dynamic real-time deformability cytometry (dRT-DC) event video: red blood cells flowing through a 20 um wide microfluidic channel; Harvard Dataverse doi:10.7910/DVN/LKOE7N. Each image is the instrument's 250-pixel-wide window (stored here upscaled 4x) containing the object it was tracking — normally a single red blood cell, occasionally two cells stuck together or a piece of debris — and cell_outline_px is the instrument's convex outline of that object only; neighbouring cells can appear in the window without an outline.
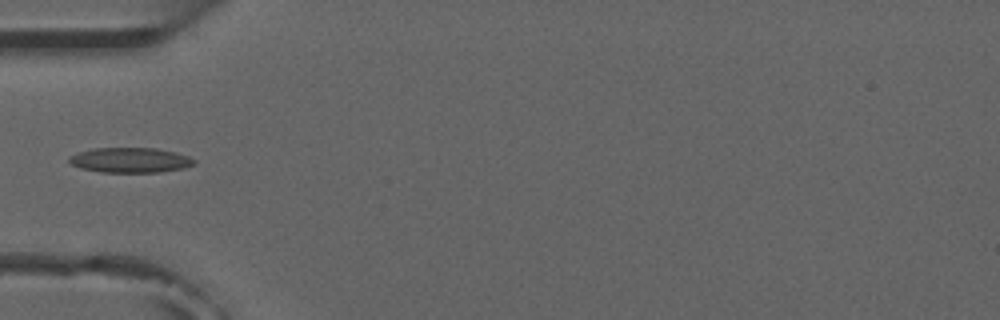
{"species": "common noctule bat (a hibernating species)", "species_latin": "Nyctalus noctula", "temperature_condition": "room temperature", "stored_images_in_passage": 4, "camera_frame_rate_fps": 3000, "um_per_image_px": 0.085, "animal": {"sex": "male", "forearm_length_mm": 52.5}, "frame": {"image": 1, "passage_image": 4, "time_ms": 3.333, "image_size_px": [1000, 320], "cell_outline_px": [[196, 164], [184, 168], [160, 172], [100, 172], [80, 168], [72, 164], [68, 160], [68, 156], [92, 148], [156, 148], [176, 152], [188, 156], [196, 160]], "centroid_in_image_um": [11.09, 13.61], "position_along_channel_um": 73.9, "area_um2": 18.32}}